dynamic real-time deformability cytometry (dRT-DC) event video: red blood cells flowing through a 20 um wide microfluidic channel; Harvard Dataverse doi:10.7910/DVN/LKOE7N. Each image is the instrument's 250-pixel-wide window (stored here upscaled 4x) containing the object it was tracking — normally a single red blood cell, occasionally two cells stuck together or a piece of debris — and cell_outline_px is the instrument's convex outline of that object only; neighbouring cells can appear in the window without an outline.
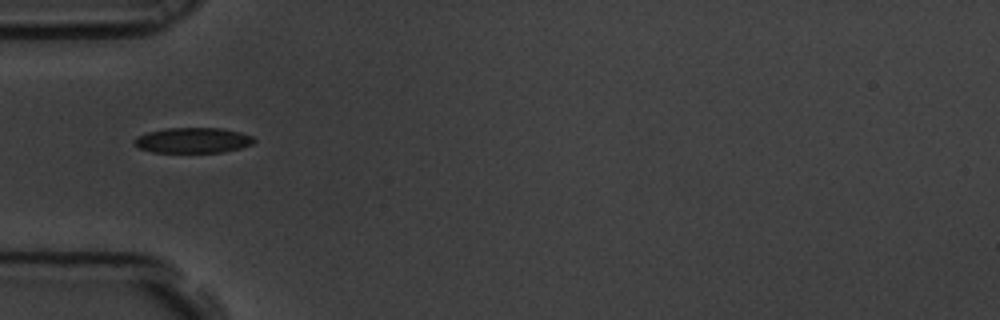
{"species": "common noctule bat (a hibernating species)", "species_latin": "Nyctalus noctula", "temperature_condition": "room temperature", "stored_images_in_passage": 41, "camera_frame_rate_fps": 3000, "um_per_image_px": 0.085, "animal": {"sex": "male", "body_mass_g": 19.5, "forearm_length_mm": 54.6}, "frame": {"image": 1, "passage_image": 1, "time_ms": 0.0, "image_size_px": [1000, 320], "cell_outline_px": [[256, 140], [252, 144], [240, 148], [224, 152], [152, 152], [140, 148], [132, 144], [132, 140], [136, 136], [148, 132], [168, 128], [224, 128], [240, 132], [252, 136]], "centroid_in_image_um": [16.38, 11.92], "position_along_channel_um": 68.6, "area_um2": 17.8}}
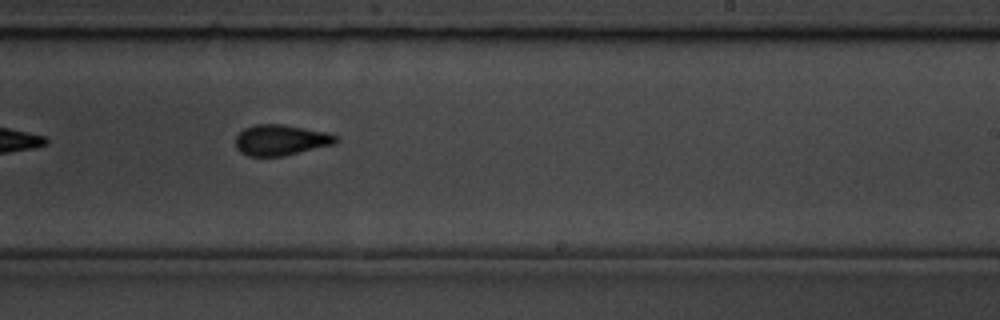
{"frame": {"image": 2, "passage_image": 18, "time_ms": 5.667, "image_size_px": [1000, 320], "cell_outline_px": [[340, 140], [336, 144], [284, 156], [248, 156], [240, 152], [236, 148], [236, 136], [244, 128], [256, 124], [280, 124], [328, 132], [336, 136]], "centroid_in_image_um": [23.89, 11.91], "position_along_channel_um": 265.1, "area_um2": 18.09}}
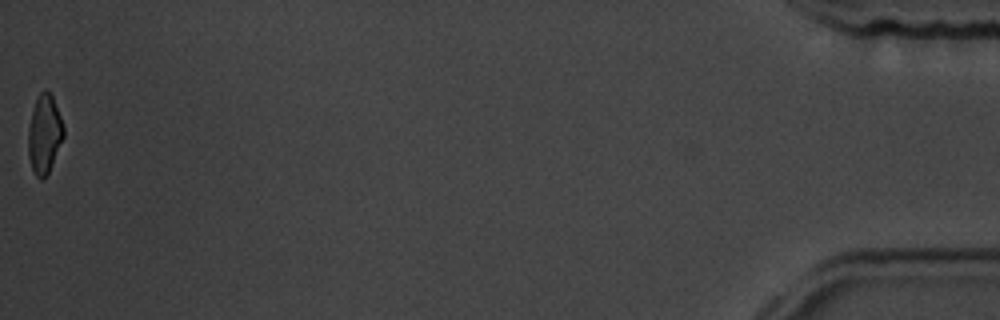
{"frame": {"image": 3, "passage_image": 41, "time_ms": 13.333, "image_size_px": [1000, 320], "cell_outline_px": [[64, 136], [48, 172], [40, 180], [36, 176], [32, 168], [28, 156], [28, 128], [32, 108], [40, 92], [44, 88], [48, 88], [52, 96], [60, 116], [64, 128]], "centroid_in_image_um": [3.76, 11.35], "position_along_channel_um": 431.4, "area_um2": 16.13}, "authors_computed_cell_mechanics": {"area_um2": 17.8602, "velocity_mm_per_s": 3.4703, "shape_relaxation_time_tau1_ms": 4.4668, "shape_relaxation_time_tau2_ms": 2.7728, "deformation_change_tau1": 0.113, "deformation_change_tau2": 0.0784}}